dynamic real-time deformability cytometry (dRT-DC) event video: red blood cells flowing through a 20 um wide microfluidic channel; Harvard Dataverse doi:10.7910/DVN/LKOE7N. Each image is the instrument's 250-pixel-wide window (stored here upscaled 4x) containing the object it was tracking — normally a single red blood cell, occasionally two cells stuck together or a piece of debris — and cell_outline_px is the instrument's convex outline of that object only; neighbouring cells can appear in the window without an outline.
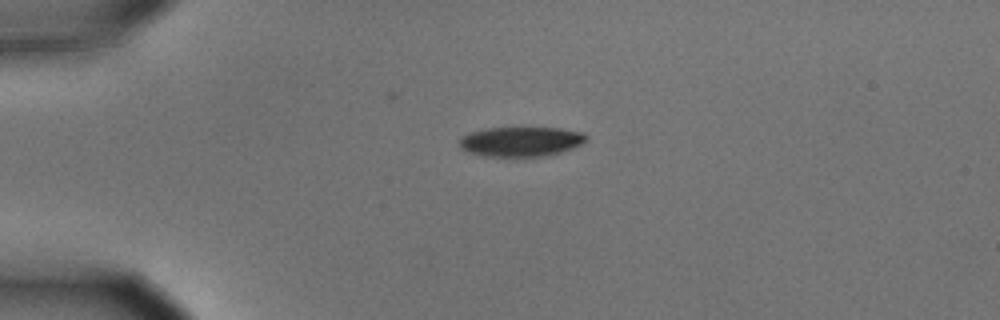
{"species": "common noctule bat (a hibernating species)", "species_latin": "Nyctalus noctula", "temperature_condition": "cold", "stored_images_in_passage": 43, "camera_frame_rate_fps": 3000, "um_per_image_px": 0.085, "animal": {"sex": "male", "body_mass_g": 15.6}, "frame": {"image": 1, "passage_image": 1, "time_ms": 0.0, "image_size_px": [1000, 320], "cell_outline_px": [[588, 140], [572, 148], [548, 156], [484, 156], [468, 152], [460, 148], [460, 136], [472, 132], [488, 128], [560, 128], [584, 132], [588, 136]], "centroid_in_image_um": [44.3, 12.03], "position_along_channel_um": 40.7, "area_um2": 21.96}}
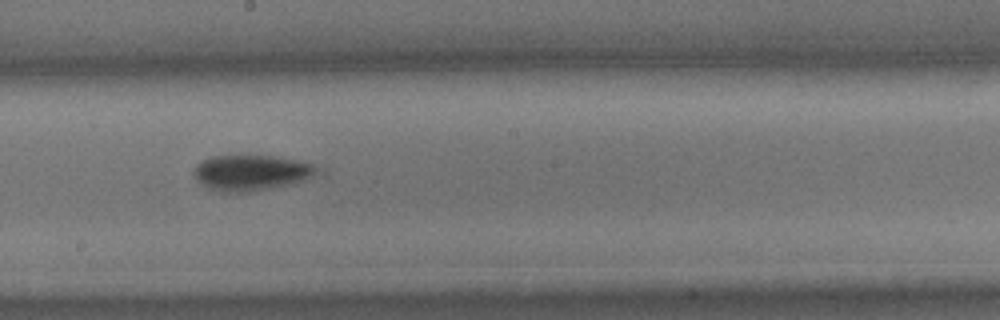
{"frame": {"image": 2, "passage_image": 19, "time_ms": 6.0, "image_size_px": [1000, 320], "cell_outline_px": [[324, 172], [304, 180], [292, 184], [248, 192], [220, 192], [208, 188], [192, 172], [192, 168], [196, 164], [212, 156], [272, 156], [296, 160], [312, 164]], "centroid_in_image_um": [21.39, 14.68], "position_along_channel_um": 226.8, "area_um2": 25.49}}
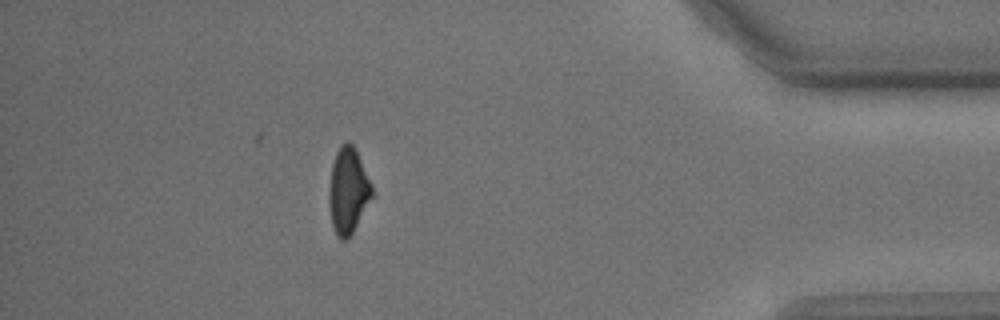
{"frame": {"image": 3, "passage_image": 37, "time_ms": 12.0, "image_size_px": [1000, 320], "cell_outline_px": [[376, 196], [348, 240], [340, 240], [336, 236], [332, 224], [328, 204], [328, 192], [332, 164], [336, 152], [340, 144], [348, 140], [352, 144], [372, 184]], "centroid_in_image_um": [29.61, 16.27], "position_along_channel_um": 405.6, "area_um2": 22.2}, "authors_computed_cell_mechanics": {"area_um2": 24.854, "velocity_mm_per_s": 3.6422, "shape_relaxation_time_tau1_ms": 5.2125, "shape_relaxation_time_tau2_ms": null, "deformation_change_tau1": 0.1792, "deformation_change_tau2": null}}